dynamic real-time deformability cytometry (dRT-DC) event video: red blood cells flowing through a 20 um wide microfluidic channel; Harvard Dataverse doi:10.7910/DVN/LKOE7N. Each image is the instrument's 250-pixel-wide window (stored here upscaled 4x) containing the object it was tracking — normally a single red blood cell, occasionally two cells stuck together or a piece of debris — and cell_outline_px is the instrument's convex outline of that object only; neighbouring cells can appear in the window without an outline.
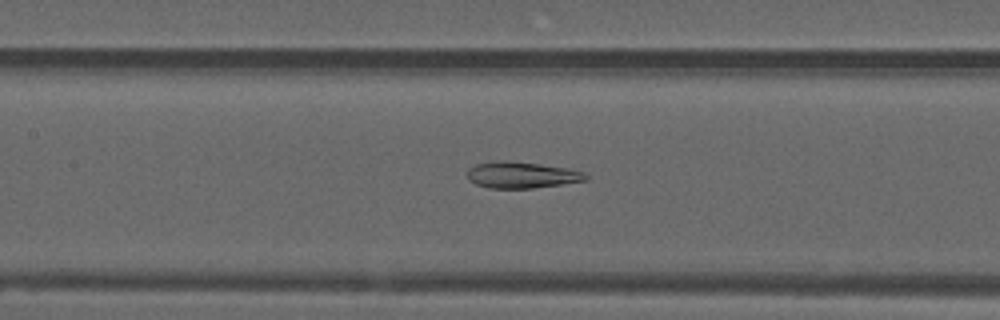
{"species": "common noctule bat (a hibernating species)", "species_latin": "Nyctalus noctula", "temperature_condition": "warm", "stored_images_in_passage": 48, "camera_frame_rate_fps": 3000, "um_per_image_px": 0.085, "animal": {"sex": "male", "forearm_length_mm": 52.5}, "frame": {"image": 1, "passage_image": 19, "time_ms": 6.0, "image_size_px": [1000, 320], "cell_outline_px": [[588, 180], [532, 188], [488, 188], [476, 184], [468, 180], [468, 168], [476, 164], [496, 160], [504, 160], [540, 164], [568, 168], [584, 172], [588, 176]], "centroid_in_image_um": [44.32, 14.87], "position_along_channel_um": 163.1, "area_um2": 18.21}}
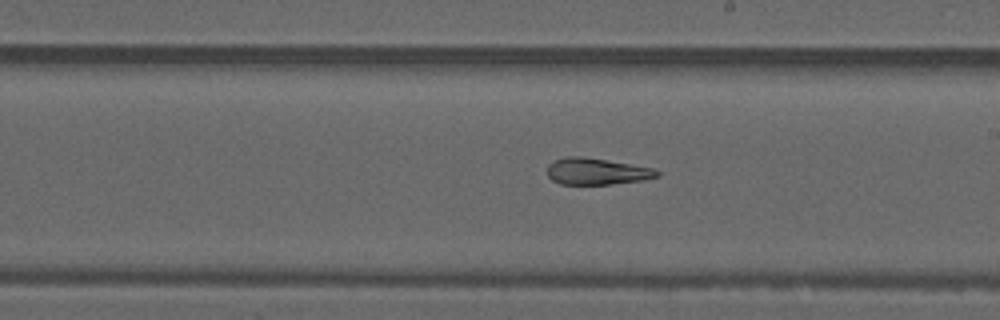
{"frame": {"image": 2, "passage_image": 25, "time_ms": 8.0, "image_size_px": [1000, 320], "cell_outline_px": [[660, 176], [644, 180], [612, 184], [560, 184], [552, 180], [548, 176], [548, 164], [564, 156], [580, 156], [652, 168], [660, 172]], "centroid_in_image_um": [50.7, 14.58], "position_along_channel_um": 238.3, "area_um2": 16.82}}
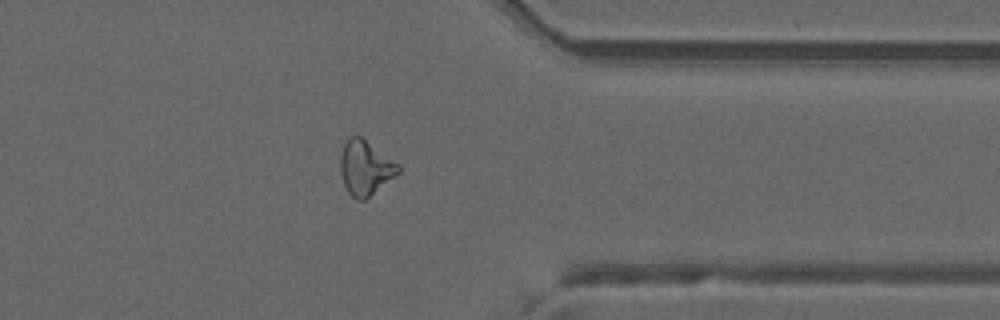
{"frame": {"image": 3, "passage_image": 37, "time_ms": 12.0, "image_size_px": [1000, 320], "cell_outline_px": [[400, 172], [396, 176], [364, 200], [356, 200], [348, 192], [344, 184], [340, 172], [340, 156], [344, 144], [348, 136], [360, 136], [400, 164]], "centroid_in_image_um": [31.05, 14.26], "position_along_channel_um": 380.3, "area_um2": 18.44}, "authors_computed_cell_mechanics": {"area_um2": 18.6405, "velocity_mm_per_s": 3.7827, "shape_relaxation_time_tau1_ms": null, "shape_relaxation_time_tau2_ms": 5.3174, "deformation_change_tau1": null, "deformation_change_tau2": 0.1429}}